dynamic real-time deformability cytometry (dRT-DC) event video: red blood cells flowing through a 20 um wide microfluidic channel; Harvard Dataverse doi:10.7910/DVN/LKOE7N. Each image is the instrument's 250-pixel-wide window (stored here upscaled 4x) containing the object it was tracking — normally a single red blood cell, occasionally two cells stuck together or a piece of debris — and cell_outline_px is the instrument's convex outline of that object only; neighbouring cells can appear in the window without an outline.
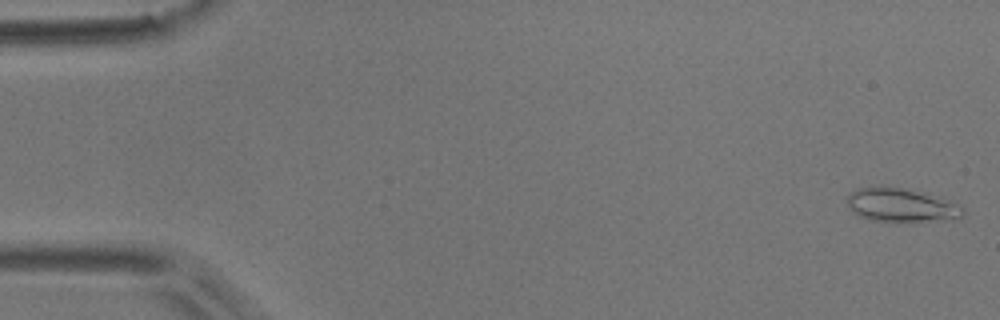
{"species": "common noctule bat (a hibernating species)", "species_latin": "Nyctalus noctula", "temperature_condition": "room temperature", "stored_images_in_passage": 55, "camera_frame_rate_fps": 3000, "um_per_image_px": 0.085, "animal": {"sex": "male", "body_mass_g": 17.9}, "frame": {"image": 1, "passage_image": 1, "time_ms": 0.0, "image_size_px": [1000, 320], "cell_outline_px": [[964, 216], [960, 220], [916, 224], [912, 224], [868, 220], [852, 212], [848, 204], [848, 196], [856, 188], [900, 188], [956, 204], [964, 208]], "centroid_in_image_um": [76.66, 17.56], "position_along_channel_um": 8.3, "area_um2": 22.83}}
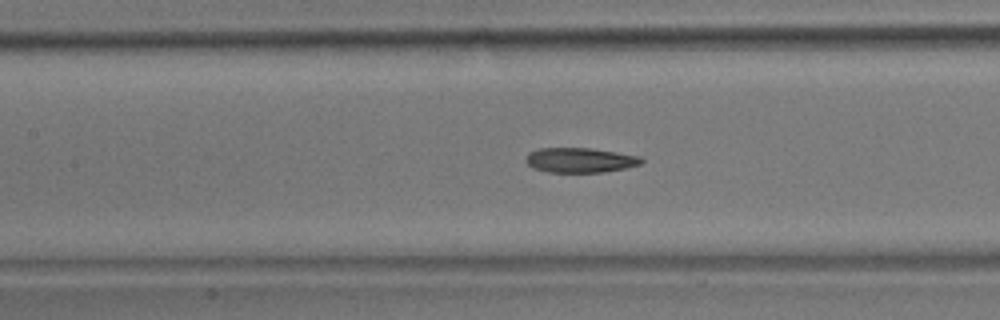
{"frame": {"image": 2, "passage_image": 24, "time_ms": 7.667, "image_size_px": [1000, 320], "cell_outline_px": [[644, 160], [640, 164], [624, 168], [604, 172], [548, 172], [532, 168], [524, 160], [528, 152], [540, 148], [592, 148], [640, 156]], "centroid_in_image_um": [49.27, 13.61], "position_along_channel_um": 158.1, "area_um2": 16.76}}
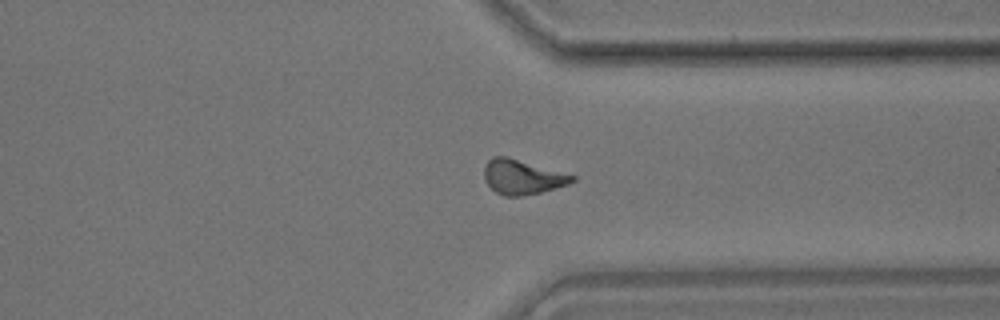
{"frame": {"image": 3, "passage_image": 41, "time_ms": 13.333, "image_size_px": [1000, 320], "cell_outline_px": [[576, 180], [568, 184], [540, 192], [520, 196], [504, 196], [496, 192], [484, 180], [484, 168], [488, 160], [492, 156], [508, 156], [576, 176]], "centroid_in_image_um": [44.38, 15.03], "position_along_channel_um": 367.0, "area_um2": 17.69}, "authors_computed_cell_mechanics": {"area_um2": 17.5712, "velocity_mm_per_s": 3.6999, "shape_relaxation_time_tau1_ms": 7.9504, "shape_relaxation_time_tau2_ms": 2.7117, "deformation_change_tau1": 0.1886, "deformation_change_tau2": 0.0989}}